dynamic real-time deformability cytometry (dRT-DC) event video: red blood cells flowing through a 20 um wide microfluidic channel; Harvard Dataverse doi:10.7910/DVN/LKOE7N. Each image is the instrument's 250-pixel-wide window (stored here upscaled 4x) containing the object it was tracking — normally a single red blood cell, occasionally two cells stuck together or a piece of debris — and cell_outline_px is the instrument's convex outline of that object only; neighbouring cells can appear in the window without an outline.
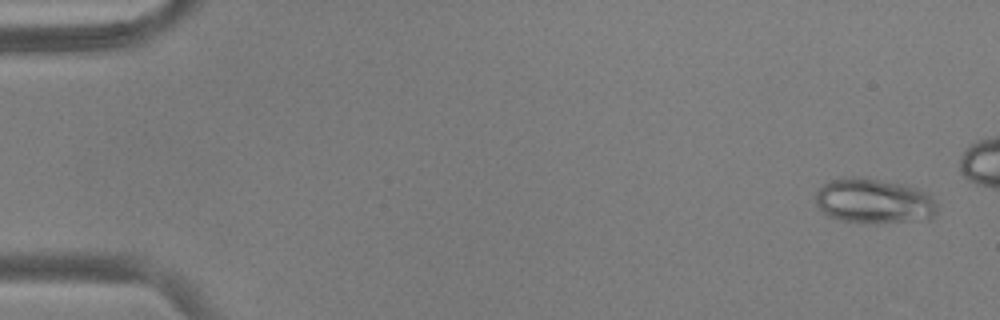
{"species": "common noctule bat (a hibernating species)", "species_latin": "Nyctalus noctula", "temperature_condition": "warm", "stored_images_in_passage": 49, "camera_frame_rate_fps": 3000, "um_per_image_px": 0.085, "animal": {"sex": "male", "body_mass_g": 17.9, "forearm_length_mm": 54.2}, "frame": {"image": 1, "passage_image": 3, "time_ms": 0.667, "image_size_px": [1000, 320], "cell_outline_px": [[936, 212], [932, 220], [876, 224], [840, 220], [828, 216], [816, 204], [816, 192], [824, 184], [840, 176], [852, 176], [904, 184], [928, 192], [932, 196], [936, 204]], "centroid_in_image_um": [74.32, 17.11], "position_along_channel_um": 10.7, "area_um2": 32.37}}
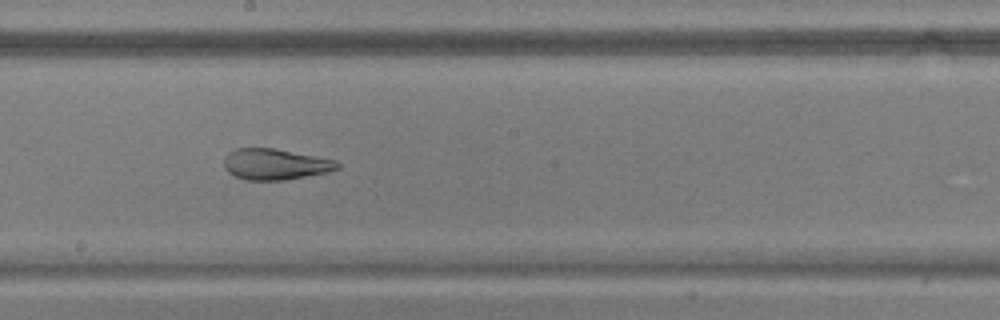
{"frame": {"image": 2, "passage_image": 31, "time_ms": 10.0, "image_size_px": [1000, 320], "cell_outline_px": [[340, 168], [328, 172], [284, 180], [244, 180], [228, 172], [224, 168], [224, 156], [228, 152], [236, 148], [272, 148], [316, 156], [336, 160], [340, 164]], "centroid_in_image_um": [23.38, 13.96], "position_along_channel_um": 224.8, "area_um2": 20.52}}
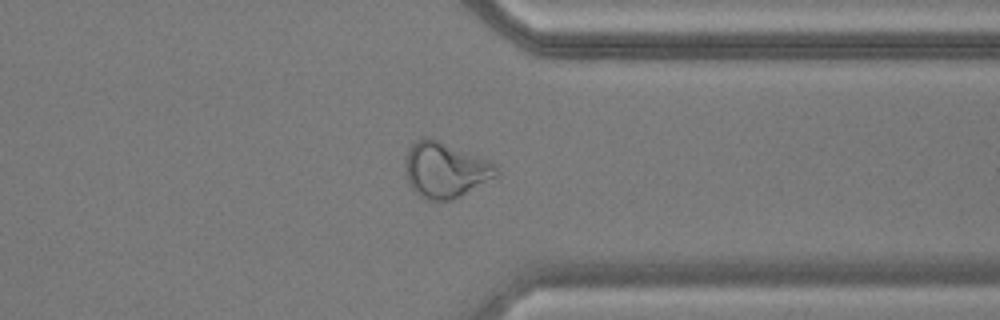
{"frame": {"image": 3, "passage_image": 43, "time_ms": 14.0, "image_size_px": [1000, 320], "cell_outline_px": [[500, 172], [496, 176], [460, 196], [452, 200], [428, 200], [420, 196], [408, 184], [404, 172], [404, 160], [408, 148], [416, 140], [424, 136], [436, 140], [500, 164]], "centroid_in_image_um": [37.83, 14.44], "position_along_channel_um": 373.6, "area_um2": 29.59}, "authors_computed_cell_mechanics": {"area_um2": 27.3972, "velocity_mm_per_s": 3.7629, "shape_relaxation_time_tau1_ms": null, "shape_relaxation_time_tau2_ms": 1.8678, "deformation_change_tau1": null, "deformation_change_tau2": 0.0676}}